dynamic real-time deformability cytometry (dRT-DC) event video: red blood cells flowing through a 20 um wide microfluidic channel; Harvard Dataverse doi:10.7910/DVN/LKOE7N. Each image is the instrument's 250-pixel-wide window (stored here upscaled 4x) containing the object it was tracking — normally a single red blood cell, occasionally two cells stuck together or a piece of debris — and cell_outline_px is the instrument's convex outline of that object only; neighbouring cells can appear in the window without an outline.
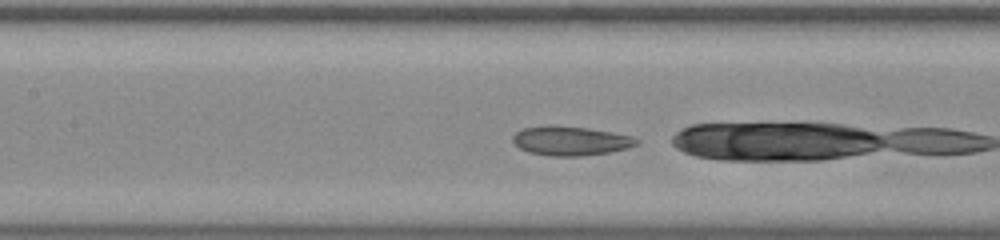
{"species": "common noctule bat (a hibernating species)", "species_latin": "Nyctalus noctula", "temperature_condition": "room temperature", "stored_images_in_passage": 40, "camera_frame_rate_fps": 3000, "um_per_image_px": 0.085, "animal": {"sex": "male", "body_mass_g": 20.0, "forearm_length_mm": 53.3}, "frame": {"image": 1, "passage_image": 14, "time_ms": 4.333, "image_size_px": [1000, 240], "cell_outline_px": [[640, 144], [628, 148], [608, 152], [580, 156], [548, 156], [528, 152], [520, 148], [512, 140], [512, 136], [516, 132], [524, 128], [588, 128], [612, 132], [632, 136], [640, 140]], "centroid_in_image_um": [48.57, 12.02], "position_along_channel_um": 158.8, "area_um2": 20.35}}
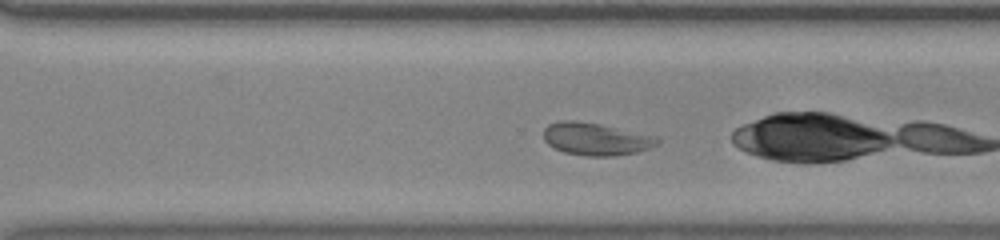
{"frame": {"image": 2, "passage_image": 27, "time_ms": 8.667, "image_size_px": [1000, 240], "cell_outline_px": [[660, 144], [640, 152], [612, 156], [588, 156], [564, 152], [548, 144], [544, 140], [544, 128], [548, 124], [560, 120], [572, 120], [600, 124], [652, 136], [660, 140]], "centroid_in_image_um": [50.63, 11.82], "position_along_channel_um": 320.0, "area_um2": 21.39}}
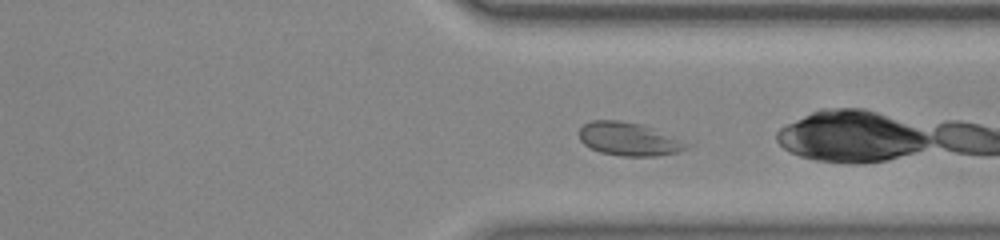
{"frame": {"image": 3, "passage_image": 30, "time_ms": 9.667, "image_size_px": [1000, 240], "cell_outline_px": [[692, 144], [688, 148], [680, 152], [660, 156], [620, 156], [600, 152], [584, 144], [580, 140], [580, 128], [584, 124], [592, 120], [620, 120], [640, 124], [652, 128]], "centroid_in_image_um": [53.48, 11.83], "position_along_channel_um": 357.9, "area_um2": 20.87}, "authors_computed_cell_mechanics": {"area_um2": 21.386, "velocity_mm_per_s": 3.7312, "shape_relaxation_time_tau1_ms": null, "shape_relaxation_time_tau2_ms": 1.1877, "deformation_change_tau1": null, "deformation_change_tau2": 0.0507}}